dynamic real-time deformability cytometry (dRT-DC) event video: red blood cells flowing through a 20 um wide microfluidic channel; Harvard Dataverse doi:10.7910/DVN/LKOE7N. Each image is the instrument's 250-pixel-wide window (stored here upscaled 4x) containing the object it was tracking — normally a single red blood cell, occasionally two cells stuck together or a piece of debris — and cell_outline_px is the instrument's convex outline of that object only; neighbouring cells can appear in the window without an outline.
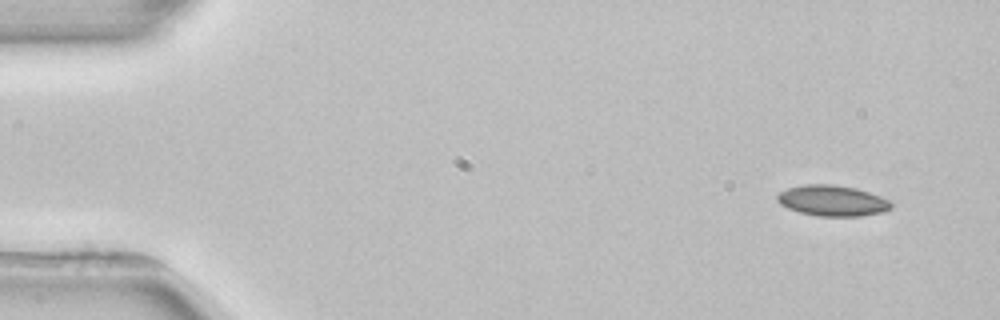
{"species": "common noctule bat (a hibernating species)", "species_latin": "Nyctalus noctula", "temperature_condition": "room temperature", "stored_images_in_passage": 5, "camera_frame_rate_fps": 3000, "um_per_image_px": 0.085, "animal": {"sex": "female", "body_mass_g": 22.7, "forearm_length_mm": 54.2}, "frame": {"image": 1, "passage_image": 1, "time_ms": 0.0, "image_size_px": [1000, 320], "cell_outline_px": [[892, 208], [884, 212], [860, 216], [816, 216], [800, 212], [788, 208], [780, 204], [776, 200], [776, 196], [780, 192], [788, 188], [804, 184], [832, 184], [856, 188], [880, 196], [888, 200], [892, 204]], "centroid_in_image_um": [70.74, 17.06], "position_along_channel_um": 14.3, "area_um2": 20.46}}
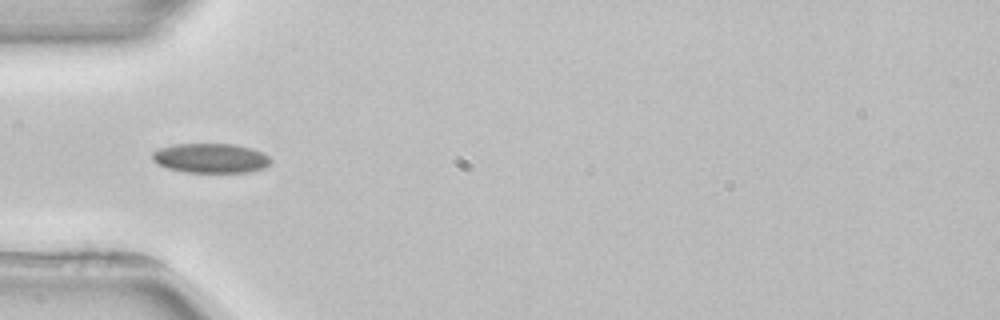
{"frame": {"image": 2, "passage_image": 4, "time_ms": 4.333, "image_size_px": [1000, 320], "cell_outline_px": [[272, 160], [264, 168], [248, 172], [184, 172], [168, 168], [156, 164], [152, 160], [152, 152], [160, 148], [176, 144], [236, 144], [252, 148], [268, 156]], "centroid_in_image_um": [17.89, 13.44], "position_along_channel_um": 67.1, "area_um2": 20.4}}